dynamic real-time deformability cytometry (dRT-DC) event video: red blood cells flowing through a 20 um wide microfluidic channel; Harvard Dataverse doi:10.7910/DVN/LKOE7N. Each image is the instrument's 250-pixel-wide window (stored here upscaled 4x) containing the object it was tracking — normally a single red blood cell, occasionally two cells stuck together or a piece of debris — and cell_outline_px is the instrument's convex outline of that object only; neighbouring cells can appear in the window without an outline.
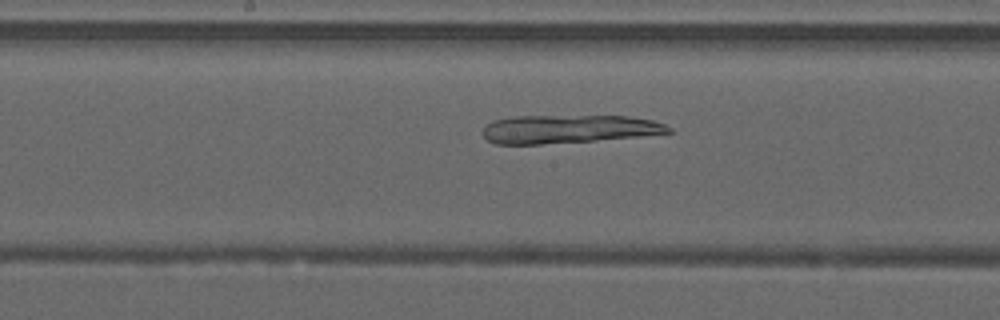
{"species": "common noctule bat (a hibernating species)", "species_latin": "Nyctalus noctula", "temperature_condition": "warm", "stored_images_in_passage": 41, "camera_frame_rate_fps": 3000, "um_per_image_px": 0.085, "animal": {"sex": "male", "forearm_length_mm": 52.5}, "frame": {"image": 1, "passage_image": 18, "time_ms": 5.667, "image_size_px": [1000, 320], "cell_outline_px": [[672, 132], [636, 136], [596, 140], [540, 144], [496, 144], [488, 140], [484, 136], [484, 128], [492, 120], [512, 116], [628, 116], [652, 120], [664, 124], [672, 128]], "centroid_in_image_um": [48.3, 10.96], "position_along_channel_um": 199.9, "area_um2": 30.4}}
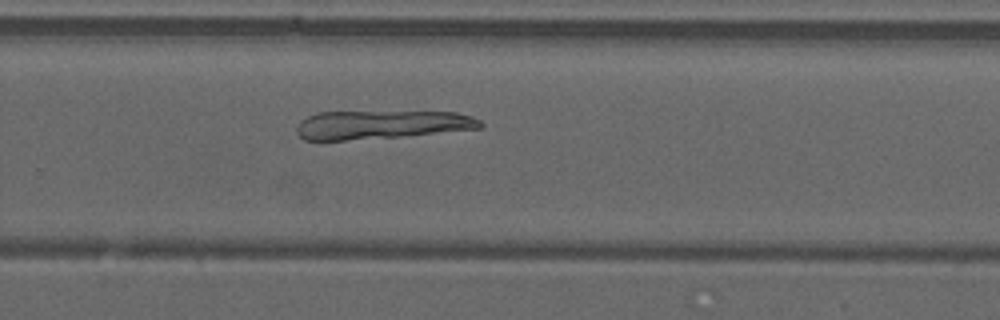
{"frame": {"image": 2, "passage_image": 25, "time_ms": 8.0, "image_size_px": [1000, 320], "cell_outline_px": [[484, 124], [480, 128], [400, 136], [344, 140], [304, 140], [296, 132], [296, 128], [300, 120], [316, 112], [456, 112], [472, 116], [480, 120]], "centroid_in_image_um": [32.38, 10.59], "position_along_channel_um": 297.4, "area_um2": 30.29}}
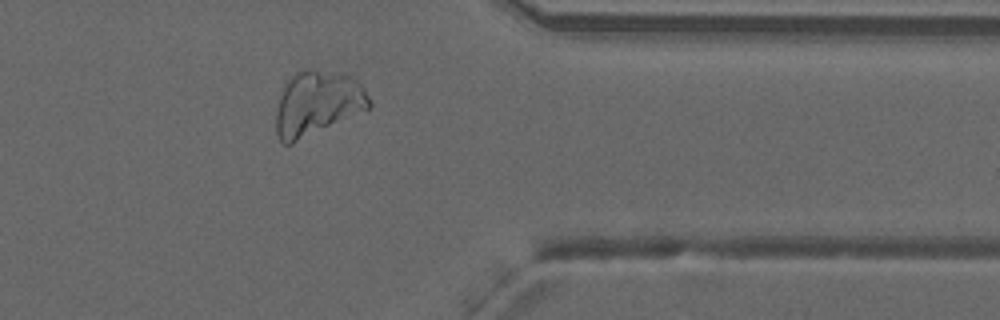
{"frame": {"image": 3, "passage_image": 32, "time_ms": 10.333, "image_size_px": [1000, 320], "cell_outline_px": [[372, 104], [368, 108], [292, 144], [284, 144], [276, 136], [276, 112], [280, 96], [288, 80], [296, 72], [304, 68], [308, 68], [348, 76], [356, 80], [364, 88], [372, 100]], "centroid_in_image_um": [26.95, 8.79], "position_along_channel_um": 384.5, "area_um2": 34.56}}